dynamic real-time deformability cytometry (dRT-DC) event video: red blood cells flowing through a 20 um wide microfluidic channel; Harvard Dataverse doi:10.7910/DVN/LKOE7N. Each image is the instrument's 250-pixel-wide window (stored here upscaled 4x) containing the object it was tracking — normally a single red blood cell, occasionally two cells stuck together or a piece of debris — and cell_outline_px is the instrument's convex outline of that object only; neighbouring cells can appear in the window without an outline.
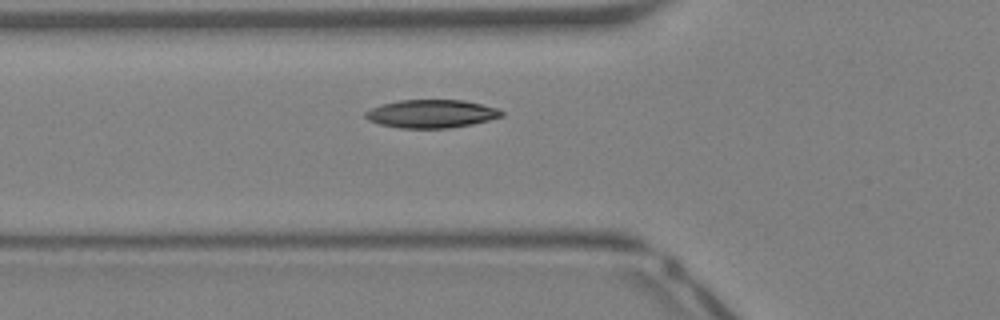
{"species": "Egyptian fruit bat (a non-hibernating species)", "species_latin": "Rousettus aegyptiacus", "temperature_condition": "warm", "stored_images_in_passage": 27, "camera_frame_rate_fps": 3000, "um_per_image_px": 0.085, "animal": {"sex": "female"}, "frame": {"image": 1, "passage_image": 2, "time_ms": 0.333, "image_size_px": [1000, 320], "cell_outline_px": [[504, 116], [472, 124], [448, 128], [400, 128], [380, 124], [368, 120], [364, 116], [364, 112], [380, 104], [400, 100], [464, 100], [500, 108], [504, 112]], "centroid_in_image_um": [36.69, 9.66], "position_along_channel_um": 89.1, "area_um2": 22.48}}
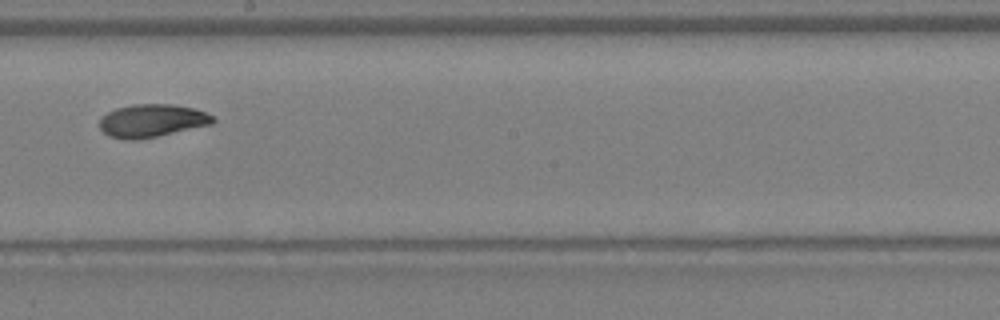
{"frame": {"image": 2, "passage_image": 11, "time_ms": 3.333, "image_size_px": [1000, 320], "cell_outline_px": [[216, 120], [212, 124], [156, 136], [136, 140], [128, 140], [108, 136], [100, 128], [100, 120], [108, 112], [116, 108], [132, 104], [172, 104], [192, 108], [216, 116]], "centroid_in_image_um": [12.92, 10.25], "position_along_channel_um": 235.3, "area_um2": 21.62}}
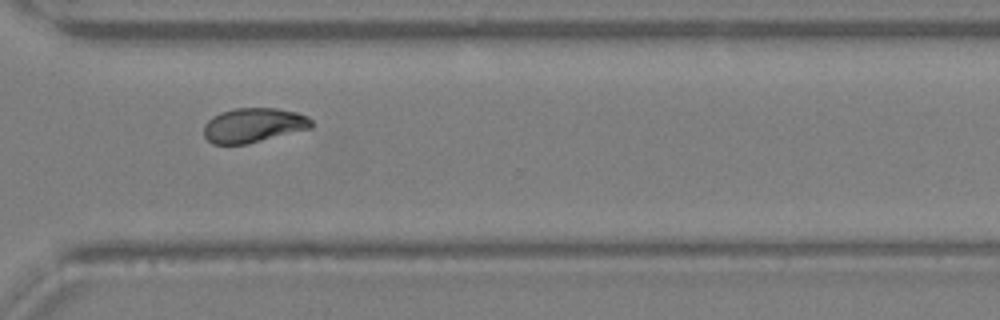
{"frame": {"image": 3, "passage_image": 18, "time_ms": 5.667, "image_size_px": [1000, 320], "cell_outline_px": [[312, 128], [248, 144], [212, 144], [204, 136], [204, 124], [212, 116], [220, 112], [236, 108], [276, 108], [296, 112], [308, 116], [312, 120]], "centroid_in_image_um": [21.54, 10.64], "position_along_channel_um": 349.1, "area_um2": 21.79}}